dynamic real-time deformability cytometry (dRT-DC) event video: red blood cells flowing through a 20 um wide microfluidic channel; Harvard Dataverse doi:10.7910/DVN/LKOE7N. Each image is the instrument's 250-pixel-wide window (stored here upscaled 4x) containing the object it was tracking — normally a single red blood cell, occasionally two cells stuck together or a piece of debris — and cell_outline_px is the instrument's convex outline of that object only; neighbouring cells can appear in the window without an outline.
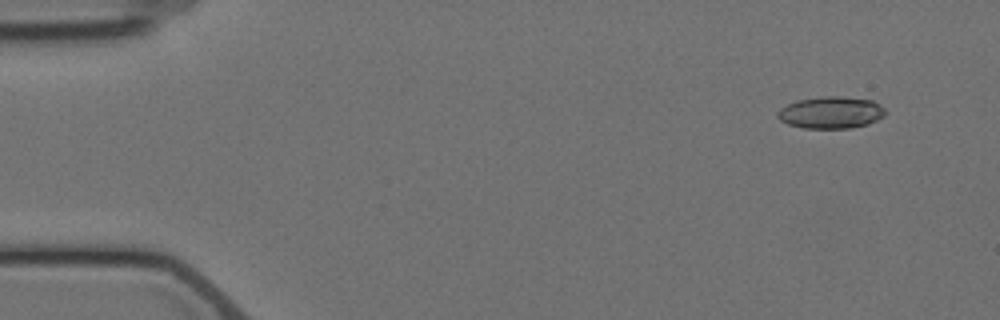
{"species": "Egyptian fruit bat (a non-hibernating species)", "species_latin": "Rousettus aegyptiacus", "temperature_condition": "cold", "stored_images_in_passage": 3, "camera_frame_rate_fps": 3000, "um_per_image_px": 0.085, "animal": {"sex": "female"}, "frame": {"image": 1, "passage_image": 1, "time_ms": 0.0, "image_size_px": [1000, 320], "cell_outline_px": [[884, 116], [868, 124], [848, 128], [804, 128], [788, 124], [780, 120], [776, 116], [776, 112], [780, 108], [796, 100], [824, 96], [844, 96], [872, 100], [884, 108]], "centroid_in_image_um": [70.6, 9.56], "position_along_channel_um": 14.4, "area_um2": 20.06}}
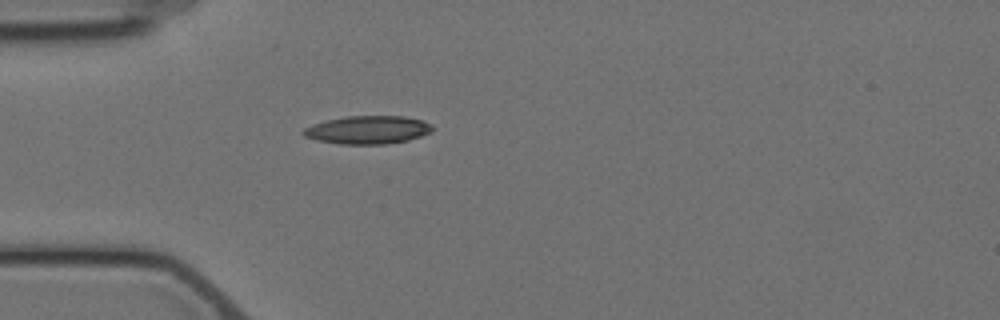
{"frame": {"image": 2, "passage_image": 3, "time_ms": 4.0, "image_size_px": [1000, 320], "cell_outline_px": [[436, 128], [432, 132], [408, 140], [388, 144], [340, 144], [316, 140], [304, 136], [300, 132], [304, 128], [312, 124], [344, 116], [404, 116], [420, 120], [432, 124]], "centroid_in_image_um": [31.27, 11.04], "position_along_channel_um": 53.7, "area_um2": 21.33}}